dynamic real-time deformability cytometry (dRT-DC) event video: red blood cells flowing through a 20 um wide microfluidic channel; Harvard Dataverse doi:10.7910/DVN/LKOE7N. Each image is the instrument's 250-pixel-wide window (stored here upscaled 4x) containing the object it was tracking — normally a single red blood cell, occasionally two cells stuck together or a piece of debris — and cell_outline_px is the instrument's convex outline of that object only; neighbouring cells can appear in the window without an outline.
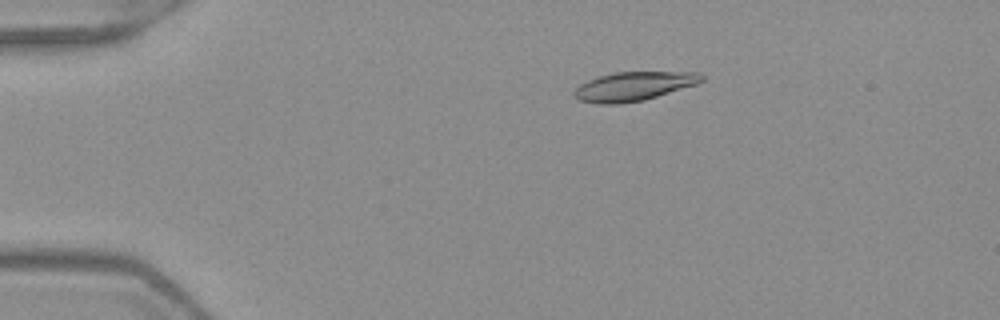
{"species": "Egyptian fruit bat (a non-hibernating species)", "species_latin": "Rousettus aegyptiacus", "temperature_condition": "warm", "stored_images_in_passage": 51, "camera_frame_rate_fps": 3000, "um_per_image_px": 0.085, "frame": {"image": 1, "passage_image": 10, "time_ms": 3.0, "image_size_px": [1000, 320], "cell_outline_px": [[704, 80], [696, 84], [644, 100], [616, 104], [596, 104], [580, 100], [572, 96], [572, 92], [580, 84], [596, 76], [616, 72], [700, 72], [704, 76]], "centroid_in_image_um": [53.83, 7.33], "position_along_channel_um": 31.2, "area_um2": 21.56}}
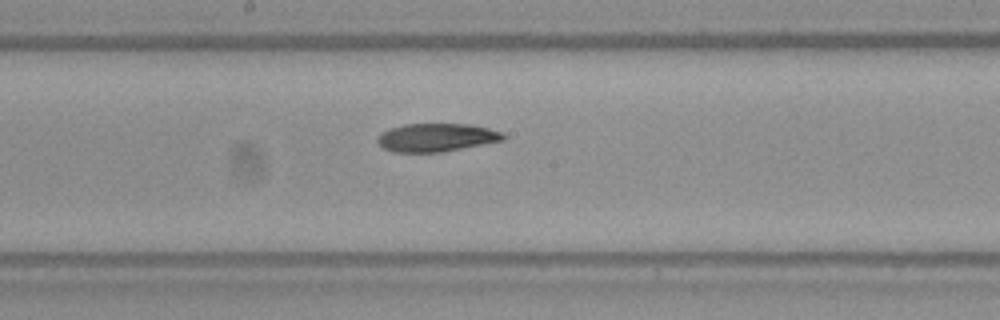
{"frame": {"image": 2, "passage_image": 28, "time_ms": 9.0, "image_size_px": [1000, 320], "cell_outline_px": [[504, 140], [444, 152], [392, 152], [384, 148], [376, 140], [376, 136], [388, 128], [404, 124], [468, 124], [488, 128], [504, 132]], "centroid_in_image_um": [37.07, 11.68], "position_along_channel_um": 211.1, "area_um2": 20.81}}
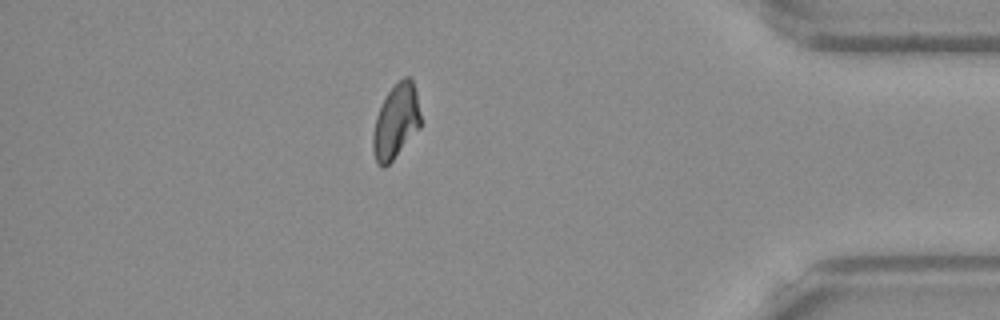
{"frame": {"image": 3, "passage_image": 45, "time_ms": 14.667, "image_size_px": [1000, 320], "cell_outline_px": [[420, 128], [392, 160], [384, 168], [380, 168], [376, 164], [372, 148], [372, 136], [376, 116], [388, 92], [404, 76], [412, 76], [416, 92], [420, 116]], "centroid_in_image_um": [33.64, 10.35], "position_along_channel_um": 401.6, "area_um2": 20.58}, "authors_computed_cell_mechanics": {"area_um2": 20.9814, "velocity_mm_per_s": 4.0011, "shape_relaxation_time_tau1_ms": null, "shape_relaxation_time_tau2_ms": 7.0411, "deformation_change_tau1": null, "deformation_change_tau2": 0.121}}